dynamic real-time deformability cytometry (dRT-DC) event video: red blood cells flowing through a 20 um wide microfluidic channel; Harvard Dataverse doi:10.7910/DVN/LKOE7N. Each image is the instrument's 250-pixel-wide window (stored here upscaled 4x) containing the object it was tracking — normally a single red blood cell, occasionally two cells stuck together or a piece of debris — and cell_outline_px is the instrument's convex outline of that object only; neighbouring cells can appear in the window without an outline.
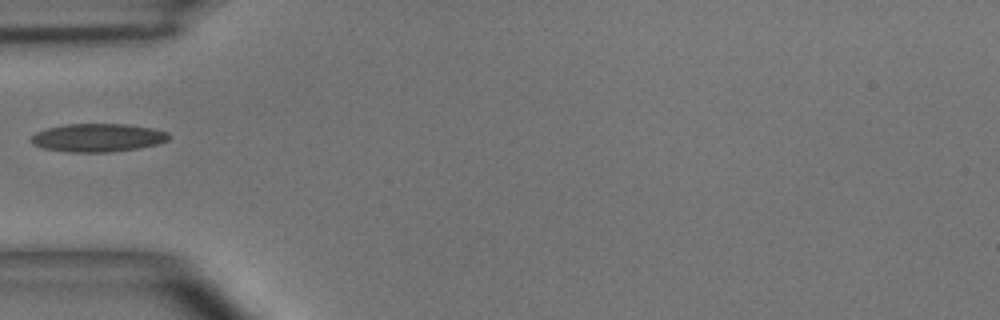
{"species": "common noctule bat (a hibernating species)", "species_latin": "Nyctalus noctula", "temperature_condition": "room temperature", "stored_images_in_passage": 4, "camera_frame_rate_fps": 3000, "um_per_image_px": 0.085, "animal": {"sex": "male", "body_mass_g": 15.6}, "frame": {"image": 1, "passage_image": 3, "time_ms": 2.333, "image_size_px": [1000, 320], "cell_outline_px": [[172, 136], [168, 140], [156, 144], [136, 148], [108, 152], [68, 152], [40, 148], [32, 144], [32, 136], [36, 132], [44, 128], [64, 124], [128, 124], [152, 128], [168, 132]], "centroid_in_image_um": [8.28, 11.69], "position_along_channel_um": 76.7, "area_um2": 22.77}}
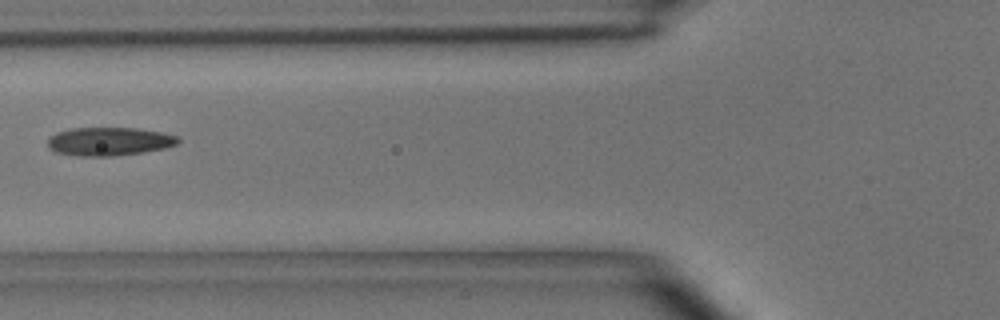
{"frame": {"image": 2, "passage_image": 4, "time_ms": 3.333, "image_size_px": [1000, 320], "cell_outline_px": [[180, 140], [176, 144], [164, 148], [144, 152], [112, 156], [80, 156], [56, 152], [48, 148], [48, 140], [56, 132], [72, 128], [136, 128], [160, 132], [176, 136]], "centroid_in_image_um": [9.26, 12.02], "position_along_channel_um": 116.5, "area_um2": 21.39}}